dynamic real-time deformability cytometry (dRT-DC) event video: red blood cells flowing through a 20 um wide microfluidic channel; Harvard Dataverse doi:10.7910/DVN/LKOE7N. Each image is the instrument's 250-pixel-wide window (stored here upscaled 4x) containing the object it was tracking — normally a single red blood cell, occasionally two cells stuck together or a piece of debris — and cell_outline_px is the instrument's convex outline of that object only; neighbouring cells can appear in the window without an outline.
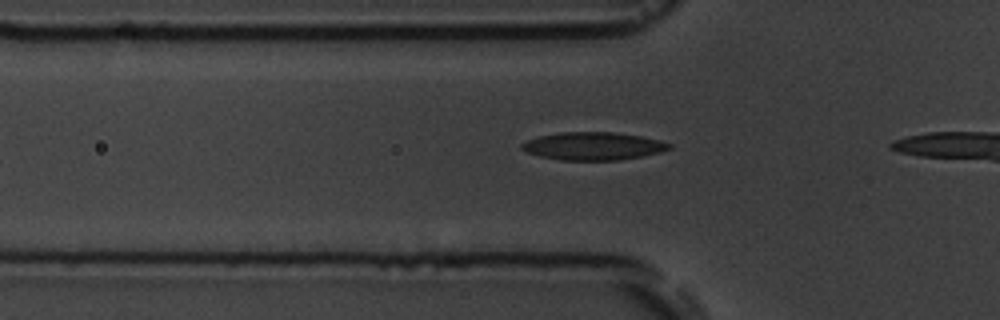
{"species": "common noctule bat (a hibernating species)", "species_latin": "Nyctalus noctula", "temperature_condition": "room temperature", "stored_images_in_passage": 6, "camera_frame_rate_fps": 3000, "um_per_image_px": 0.085, "animal": {"sex": "male", "body_mass_g": 19.5, "forearm_length_mm": 54.6}, "frame": {"image": 1, "passage_image": 6, "time_ms": 6.333, "image_size_px": [1000, 320], "cell_outline_px": [[672, 148], [660, 152], [620, 160], [560, 160], [540, 156], [524, 152], [520, 148], [520, 144], [528, 140], [540, 136], [560, 132], [612, 132], [640, 136], [660, 140], [672, 144]], "centroid_in_image_um": [50.4, 12.42], "position_along_channel_um": 75.4, "area_um2": 23.93}}